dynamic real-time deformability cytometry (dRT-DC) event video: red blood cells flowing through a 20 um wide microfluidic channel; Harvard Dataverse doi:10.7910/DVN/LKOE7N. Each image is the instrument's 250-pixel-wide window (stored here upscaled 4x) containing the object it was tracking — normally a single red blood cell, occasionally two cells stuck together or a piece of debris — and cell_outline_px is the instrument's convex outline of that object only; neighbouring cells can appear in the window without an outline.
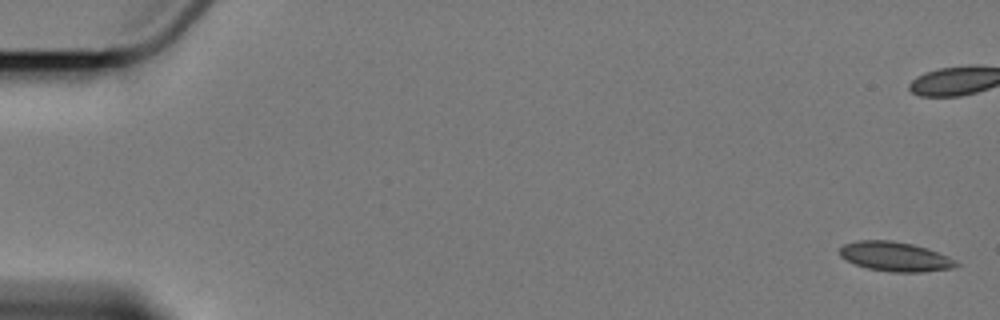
{"species": "Egyptian fruit bat (a non-hibernating species)", "species_latin": "Rousettus aegyptiacus", "temperature_condition": "cold", "stored_images_in_passage": 6, "camera_frame_rate_fps": 3000, "um_per_image_px": 0.085, "animal": {"sex": "female"}, "frame": {"image": 1, "passage_image": 1, "time_ms": 0.0, "image_size_px": [1000, 320], "cell_outline_px": [[960, 264], [952, 268], [920, 272], [892, 272], [868, 268], [856, 264], [840, 256], [840, 248], [844, 244], [856, 240], [892, 240], [912, 244], [928, 248], [948, 256], [956, 260]], "centroid_in_image_um": [76.1, 21.8], "position_along_channel_um": 8.9, "area_um2": 19.94}}